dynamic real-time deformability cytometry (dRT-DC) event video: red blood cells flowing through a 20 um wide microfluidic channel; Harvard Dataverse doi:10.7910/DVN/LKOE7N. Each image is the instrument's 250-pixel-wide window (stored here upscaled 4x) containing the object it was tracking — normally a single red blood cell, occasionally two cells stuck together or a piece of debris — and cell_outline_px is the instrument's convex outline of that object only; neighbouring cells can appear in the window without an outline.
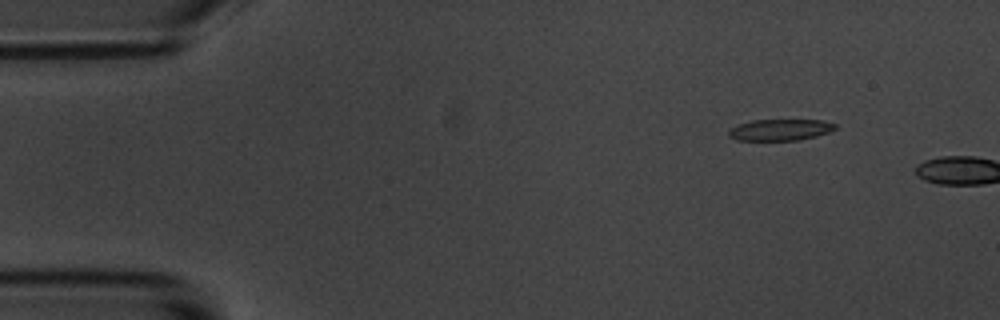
{"species": "common noctule bat (a hibernating species)", "species_latin": "Nyctalus noctula", "temperature_condition": "room temperature", "stored_images_in_passage": 3, "camera_frame_rate_fps": 3000, "um_per_image_px": 0.085, "animal": {"sex": "male", "body_mass_g": 20.1, "forearm_length_mm": 53.5}, "frame": {"image": 1, "passage_image": 2, "time_ms": 1.333, "image_size_px": [1000, 320], "cell_outline_px": [[836, 128], [828, 132], [816, 136], [800, 140], [736, 140], [728, 136], [728, 132], [732, 128], [740, 124], [752, 120], [820, 120], [836, 124]], "centroid_in_image_um": [66.31, 11.04], "position_along_channel_um": 18.7, "area_um2": 13.12}}